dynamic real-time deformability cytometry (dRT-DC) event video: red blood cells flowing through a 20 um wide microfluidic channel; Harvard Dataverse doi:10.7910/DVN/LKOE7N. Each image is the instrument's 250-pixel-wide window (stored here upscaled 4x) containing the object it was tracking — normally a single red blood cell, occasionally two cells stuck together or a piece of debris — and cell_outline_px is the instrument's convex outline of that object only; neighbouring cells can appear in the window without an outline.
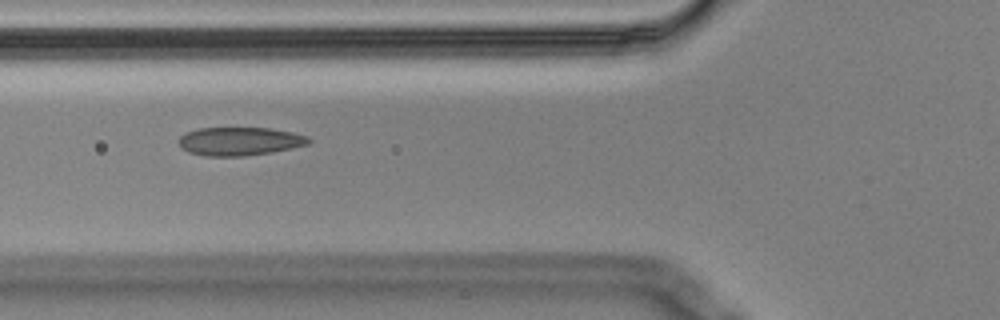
{"species": "Egyptian fruit bat (a non-hibernating species)", "species_latin": "Rousettus aegyptiacus", "temperature_condition": "cold", "stored_images_in_passage": 3, "camera_frame_rate_fps": 3000, "um_per_image_px": 0.085, "animal": {"sex": "male"}, "frame": {"image": 1, "passage_image": 2, "time_ms": 0.333, "image_size_px": [1000, 320], "cell_outline_px": [[312, 140], [308, 144], [292, 148], [272, 152], [244, 156], [204, 156], [188, 152], [180, 148], [180, 136], [188, 132], [200, 128], [268, 128], [292, 132], [308, 136]], "centroid_in_image_um": [20.38, 12.01], "position_along_channel_um": 105.4, "area_um2": 21.44}}